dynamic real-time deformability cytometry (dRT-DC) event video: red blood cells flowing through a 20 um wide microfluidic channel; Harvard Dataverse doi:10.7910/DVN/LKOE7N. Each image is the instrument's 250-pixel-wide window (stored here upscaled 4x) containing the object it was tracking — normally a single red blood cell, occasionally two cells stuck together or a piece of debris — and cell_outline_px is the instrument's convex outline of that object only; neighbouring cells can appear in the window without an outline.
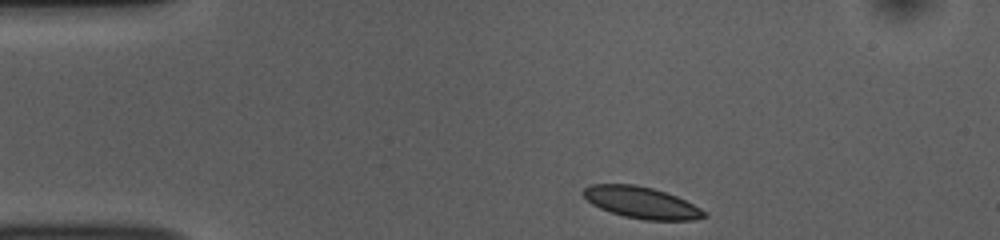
{"species": "common noctule bat (a hibernating species)", "species_latin": "Nyctalus noctula", "temperature_condition": "room temperature", "stored_images_in_passage": 44, "camera_frame_rate_fps": 3000, "um_per_image_px": 0.085, "animal": {"sex": "female", "body_mass_g": 10.0, "forearm_length_mm": 53.1}, "frame": {"image": 1, "passage_image": 1, "time_ms": 0.0, "image_size_px": [1000, 240], "cell_outline_px": [[708, 216], [692, 220], [644, 220], [624, 216], [600, 208], [592, 204], [580, 192], [588, 184], [636, 184], [652, 188], [676, 196], [708, 212]], "centroid_in_image_um": [54.51, 17.21], "position_along_channel_um": 30.5, "area_um2": 22.2}}
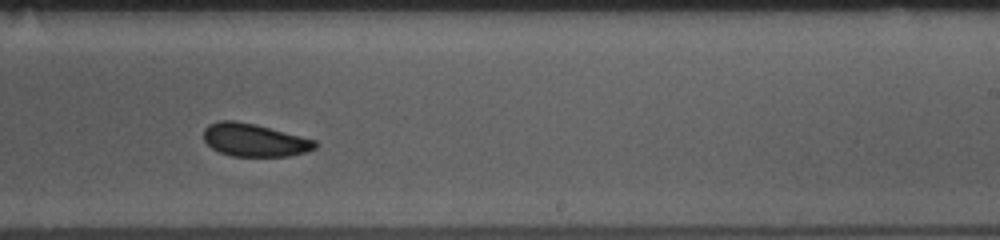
{"frame": {"image": 2, "passage_image": 24, "time_ms": 7.667, "image_size_px": [1000, 240], "cell_outline_px": [[316, 148], [304, 152], [288, 156], [232, 156], [220, 152], [212, 148], [204, 140], [204, 128], [208, 124], [220, 120], [232, 120], [256, 124], [316, 140]], "centroid_in_image_um": [21.6, 11.89], "position_along_channel_um": 267.4, "area_um2": 21.27}}
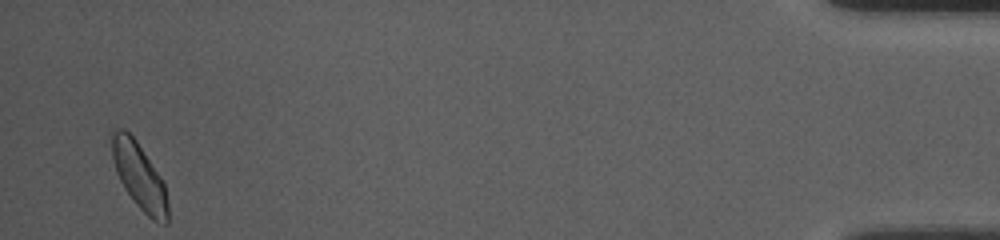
{"frame": {"image": 3, "passage_image": 43, "time_ms": 14.0, "image_size_px": [1000, 240], "cell_outline_px": [[168, 224], [164, 224], [152, 220], [136, 204], [124, 188], [116, 172], [112, 160], [112, 132], [116, 128], [124, 128], [136, 140], [164, 184], [168, 204]], "centroid_in_image_um": [11.83, 14.99], "position_along_channel_um": 423.4, "area_um2": 21.27}, "authors_computed_cell_mechanics": {"area_um2": 21.8773, "velocity_mm_per_s": 3.7379, "shape_relaxation_time_tau1_ms": 2.275, "shape_relaxation_time_tau2_ms": 6.3624, "deformation_change_tau1": 0.0766, "deformation_change_tau2": 0.0994}}